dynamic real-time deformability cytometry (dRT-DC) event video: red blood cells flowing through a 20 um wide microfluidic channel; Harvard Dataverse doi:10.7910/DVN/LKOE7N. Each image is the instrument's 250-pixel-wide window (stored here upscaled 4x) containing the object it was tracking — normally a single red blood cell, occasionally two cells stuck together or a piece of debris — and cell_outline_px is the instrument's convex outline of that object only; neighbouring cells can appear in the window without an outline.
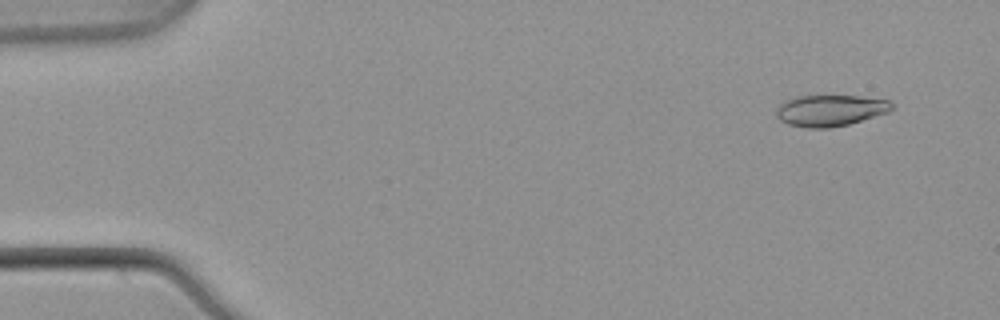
{"species": "common noctule bat (a hibernating species)", "species_latin": "Nyctalus noctula", "temperature_condition": "warm", "stored_images_in_passage": 53, "camera_frame_rate_fps": 3000, "um_per_image_px": 0.085, "animal": {"sex": "male", "body_mass_g": 21.5, "forearm_length_mm": 52.0}, "frame": {"image": 1, "passage_image": 4, "time_ms": 1.0, "image_size_px": [1000, 320], "cell_outline_px": [[892, 108], [888, 112], [848, 124], [828, 128], [808, 128], [788, 124], [780, 120], [776, 116], [776, 108], [784, 100], [800, 96], [860, 96], [888, 100], [892, 104]], "centroid_in_image_um": [70.53, 9.39], "position_along_channel_um": 14.5, "area_um2": 20.92}}
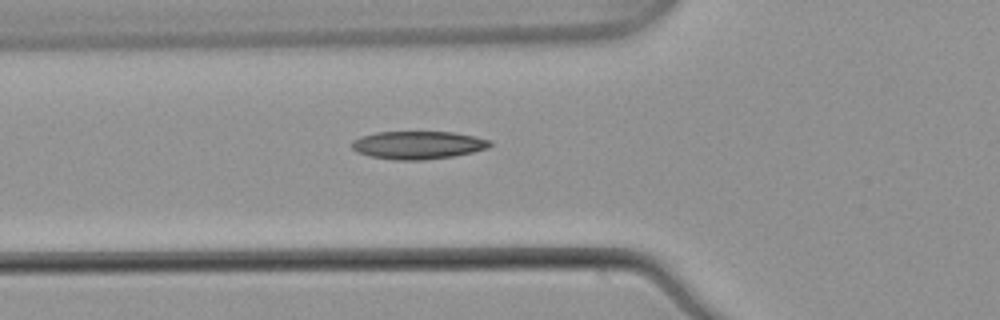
{"frame": {"image": 2, "passage_image": 19, "time_ms": 6.0, "image_size_px": [1000, 320], "cell_outline_px": [[492, 144], [488, 148], [472, 152], [452, 156], [424, 160], [392, 160], [368, 156], [356, 152], [352, 148], [352, 140], [360, 136], [376, 132], [452, 132], [492, 140]], "centroid_in_image_um": [35.49, 12.33], "position_along_channel_um": 90.3, "area_um2": 22.6}}
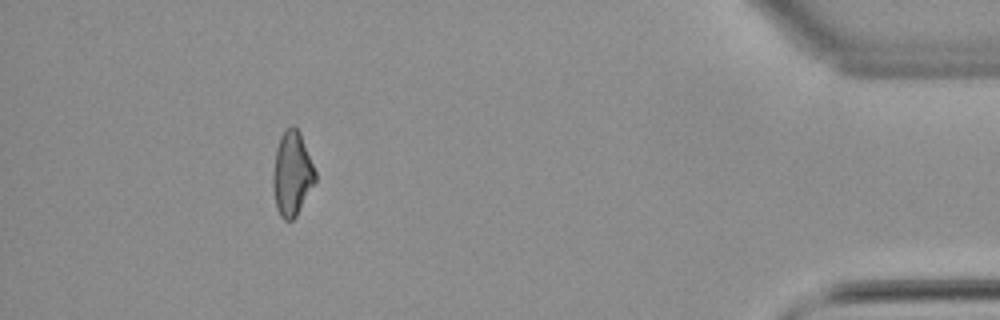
{"frame": {"image": 3, "passage_image": 48, "time_ms": 15.667, "image_size_px": [1000, 320], "cell_outline_px": [[316, 180], [296, 216], [292, 220], [284, 220], [280, 216], [276, 208], [272, 180], [276, 148], [280, 136], [292, 124], [300, 132], [316, 172]], "centroid_in_image_um": [24.82, 14.77], "position_along_channel_um": 410.4, "area_um2": 20.58}, "authors_computed_cell_mechanics": {"area_um2": 21.2126, "velocity_mm_per_s": 3.9013, "shape_relaxation_time_tau1_ms": null, "shape_relaxation_time_tau2_ms": 7.2505, "deformation_change_tau1": null, "deformation_change_tau2": 0.163}}